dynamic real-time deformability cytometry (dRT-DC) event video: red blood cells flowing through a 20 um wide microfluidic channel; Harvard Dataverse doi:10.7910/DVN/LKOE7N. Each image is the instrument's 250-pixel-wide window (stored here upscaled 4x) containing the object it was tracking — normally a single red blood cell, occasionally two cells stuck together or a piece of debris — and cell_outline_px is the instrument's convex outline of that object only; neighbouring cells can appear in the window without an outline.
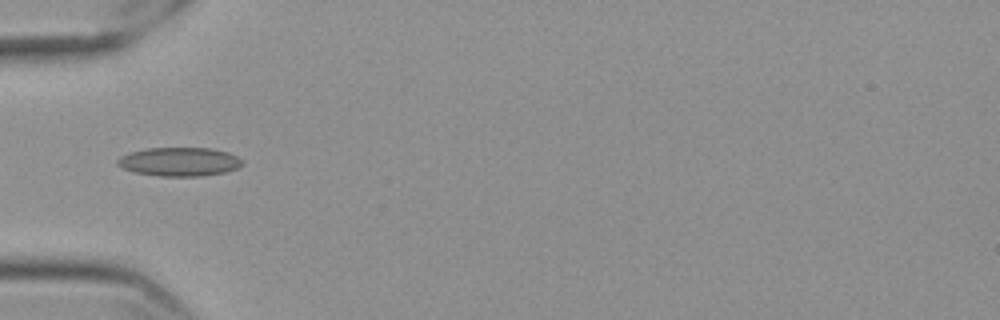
{"species": "Egyptian fruit bat (a non-hibernating species)", "species_latin": "Rousettus aegyptiacus", "temperature_condition": "cold", "stored_images_in_passage": 24, "camera_frame_rate_fps": 3000, "um_per_image_px": 0.085, "frame": {"image": 1, "passage_image": 1, "time_ms": 0.0, "image_size_px": [1000, 320], "cell_outline_px": [[244, 164], [236, 168], [224, 172], [200, 176], [160, 176], [136, 172], [124, 168], [116, 164], [116, 160], [120, 156], [128, 152], [144, 148], [212, 148], [228, 152], [244, 160]], "centroid_in_image_um": [15.24, 13.73], "position_along_channel_um": 69.8, "area_um2": 20.98}}
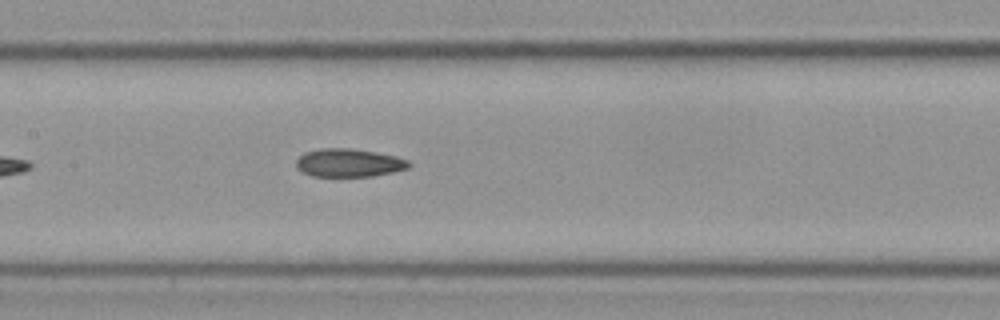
{"frame": {"image": 2, "passage_image": 10, "time_ms": 3.0, "image_size_px": [1000, 320], "cell_outline_px": [[412, 164], [408, 168], [392, 172], [372, 176], [312, 176], [296, 168], [296, 160], [304, 152], [320, 148], [352, 148], [376, 152], [396, 156], [408, 160]], "centroid_in_image_um": [29.65, 13.83], "position_along_channel_um": 177.8, "area_um2": 18.55}}
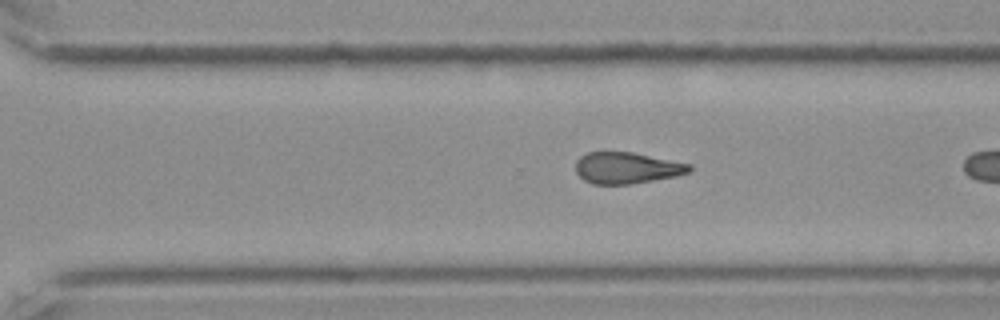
{"frame": {"image": 3, "passage_image": 19, "time_ms": 6.0, "image_size_px": [1000, 320], "cell_outline_px": [[692, 172], [676, 176], [632, 184], [592, 184], [584, 180], [576, 172], [576, 160], [580, 156], [588, 152], [632, 152], [692, 164]], "centroid_in_image_um": [53.3, 14.27], "position_along_channel_um": 317.3, "area_um2": 20.92}}